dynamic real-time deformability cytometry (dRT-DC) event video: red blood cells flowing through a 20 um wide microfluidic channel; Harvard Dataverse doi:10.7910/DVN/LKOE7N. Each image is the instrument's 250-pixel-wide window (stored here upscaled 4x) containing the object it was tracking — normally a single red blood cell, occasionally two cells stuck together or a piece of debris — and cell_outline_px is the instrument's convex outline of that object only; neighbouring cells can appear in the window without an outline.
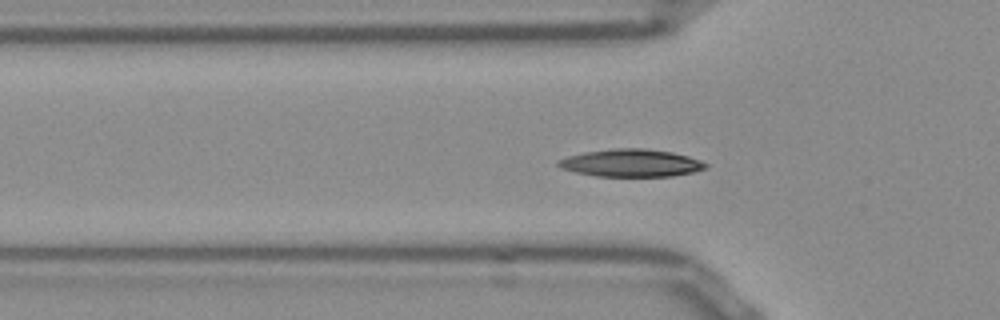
{"species": "Egyptian fruit bat (a non-hibernating species)", "species_latin": "Rousettus aegyptiacus", "temperature_condition": "room temperature", "stored_images_in_passage": 46, "camera_frame_rate_fps": 3000, "um_per_image_px": 0.085, "frame": {"image": 1, "passage_image": 16, "time_ms": 5.0, "image_size_px": [1000, 320], "cell_outline_px": [[708, 168], [696, 172], [672, 176], [596, 176], [576, 172], [560, 168], [556, 164], [556, 160], [568, 156], [584, 152], [616, 148], [644, 148], [672, 152], [688, 156], [700, 160], [708, 164]], "centroid_in_image_um": [53.66, 13.85], "position_along_channel_um": 72.1, "area_um2": 23.81}}
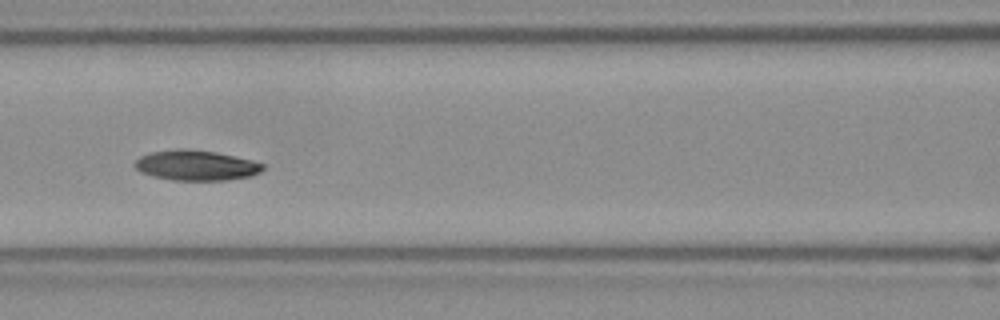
{"frame": {"image": 2, "passage_image": 22, "time_ms": 7.0, "image_size_px": [1000, 320], "cell_outline_px": [[264, 168], [260, 172], [252, 176], [228, 180], [172, 180], [152, 176], [140, 172], [132, 164], [140, 156], [148, 152], [176, 148], [188, 148], [216, 152], [252, 160], [264, 164]], "centroid_in_image_um": [16.64, 14.04], "position_along_channel_um": 150.0, "area_um2": 22.89}}
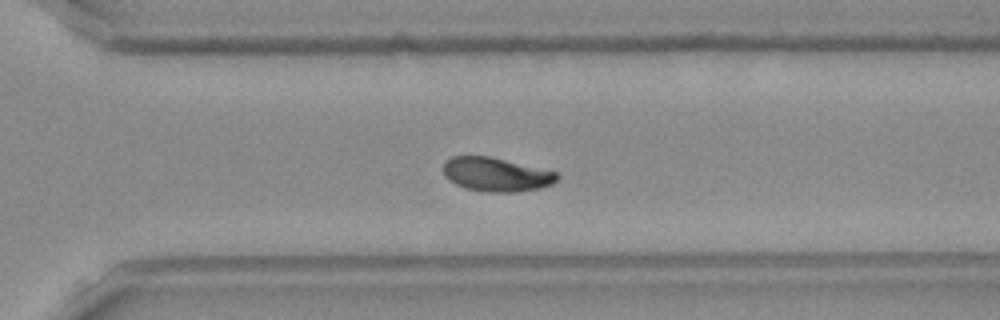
{"frame": {"image": 3, "passage_image": 36, "time_ms": 11.667, "image_size_px": [1000, 320], "cell_outline_px": [[560, 176], [552, 184], [540, 188], [516, 192], [488, 192], [468, 188], [456, 184], [444, 172], [444, 164], [452, 156], [488, 156], [556, 172]], "centroid_in_image_um": [42.21, 14.83], "position_along_channel_um": 328.4, "area_um2": 21.91}, "authors_computed_cell_mechanics": {"area_um2": 22.0796, "velocity_mm_per_s": 3.8314, "shape_relaxation_time_tau1_ms": 5.462, "shape_relaxation_time_tau2_ms": null, "deformation_change_tau1": 0.1588, "deformation_change_tau2": null}}